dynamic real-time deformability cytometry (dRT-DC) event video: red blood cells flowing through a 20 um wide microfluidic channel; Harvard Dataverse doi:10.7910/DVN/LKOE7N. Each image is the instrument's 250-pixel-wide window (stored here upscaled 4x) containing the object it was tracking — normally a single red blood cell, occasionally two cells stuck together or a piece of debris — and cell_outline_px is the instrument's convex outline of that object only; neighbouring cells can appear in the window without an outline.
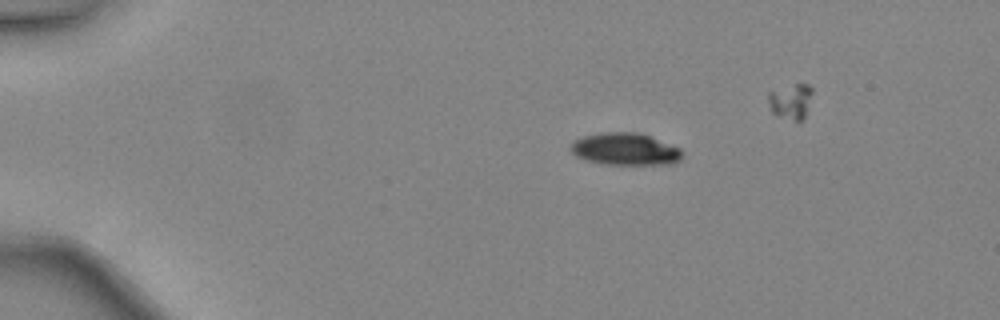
{"species": "common noctule bat (a hibernating species)", "species_latin": "Nyctalus noctula", "temperature_condition": "warm", "stored_images_in_passage": 42, "camera_frame_rate_fps": 3000, "um_per_image_px": 0.085, "animal": {"sex": "female", "body_mass_g": 24.6, "forearm_length_mm": 56.2}, "frame": {"image": 1, "passage_image": 10, "time_ms": 3.0, "image_size_px": [1000, 320], "cell_outline_px": [[680, 160], [672, 164], [604, 164], [588, 160], [576, 156], [572, 152], [572, 144], [576, 140], [584, 136], [604, 132], [636, 132], [648, 136], [680, 148]], "centroid_in_image_um": [53.14, 12.68], "position_along_channel_um": 31.9, "area_um2": 20.4}}
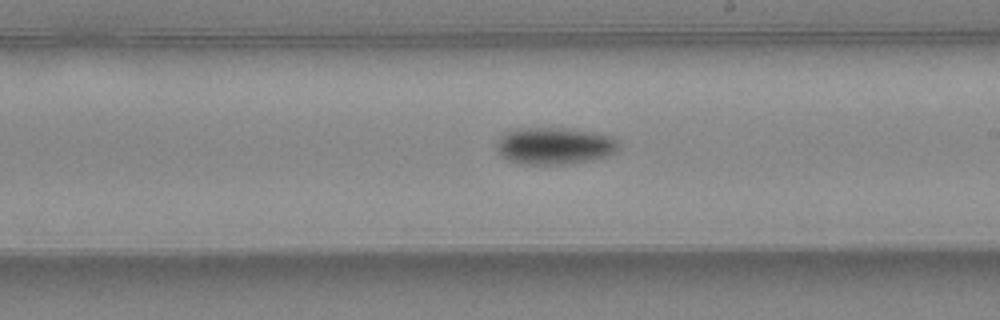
{"frame": {"image": 2, "passage_image": 29, "time_ms": 9.333, "image_size_px": [1000, 320], "cell_outline_px": [[620, 148], [616, 152], [608, 156], [592, 160], [568, 164], [524, 164], [508, 160], [500, 156], [496, 148], [496, 144], [500, 136], [504, 132], [516, 128], [572, 128], [612, 136], [620, 144]], "centroid_in_image_um": [47.14, 12.39], "position_along_channel_um": 241.9, "area_um2": 26.76}}
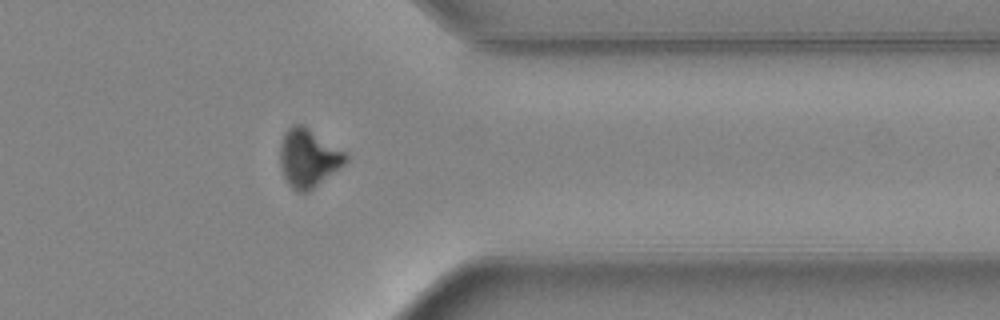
{"frame": {"image": 3, "passage_image": 39, "time_ms": 12.667, "image_size_px": [1000, 320], "cell_outline_px": [[348, 160], [340, 168], [308, 192], [296, 192], [288, 184], [280, 168], [280, 144], [284, 132], [292, 124], [300, 124], [308, 128], [344, 152], [348, 156]], "centroid_in_image_um": [26.18, 13.45], "position_along_channel_um": 385.2, "area_um2": 22.08}}